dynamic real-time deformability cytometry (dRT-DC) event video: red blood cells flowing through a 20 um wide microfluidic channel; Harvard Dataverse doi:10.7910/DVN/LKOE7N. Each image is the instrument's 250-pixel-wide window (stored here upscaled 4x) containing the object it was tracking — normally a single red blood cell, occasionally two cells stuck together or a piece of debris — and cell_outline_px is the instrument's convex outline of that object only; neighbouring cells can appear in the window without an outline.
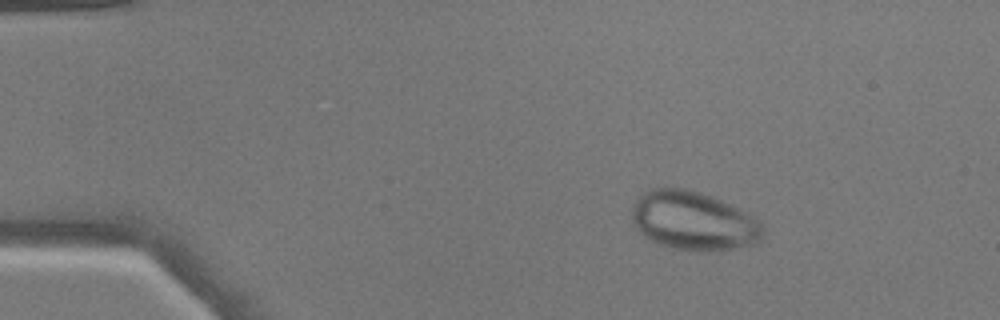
{"species": "common noctule bat (a hibernating species)", "species_latin": "Nyctalus noctula", "temperature_condition": "warm", "stored_images_in_passage": 48, "camera_frame_rate_fps": 3000, "um_per_image_px": 0.085, "animal": {"sex": "male", "body_mass_g": 17.9}, "frame": {"image": 1, "passage_image": 5, "time_ms": 1.333, "image_size_px": [1000, 320], "cell_outline_px": [[764, 240], [756, 244], [736, 248], [704, 252], [696, 252], [672, 248], [648, 240], [632, 224], [632, 208], [636, 200], [644, 192], [652, 188], [684, 188], [700, 192], [712, 196], [740, 208], [748, 212], [760, 220], [764, 228]], "centroid_in_image_um": [58.99, 18.79], "position_along_channel_um": 26.0, "area_um2": 45.72}}
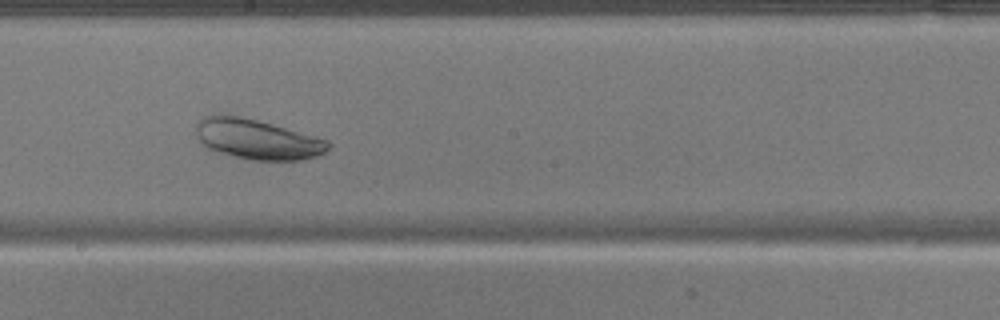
{"frame": {"image": 2, "passage_image": 26, "time_ms": 8.333, "image_size_px": [1000, 320], "cell_outline_px": [[332, 144], [320, 156], [304, 160], [248, 160], [216, 152], [208, 148], [200, 140], [196, 128], [196, 124], [204, 116], [212, 112], [220, 112], [240, 116], [272, 124], [328, 140]], "centroid_in_image_um": [21.84, 11.82], "position_along_channel_um": 226.4, "area_um2": 31.21}}
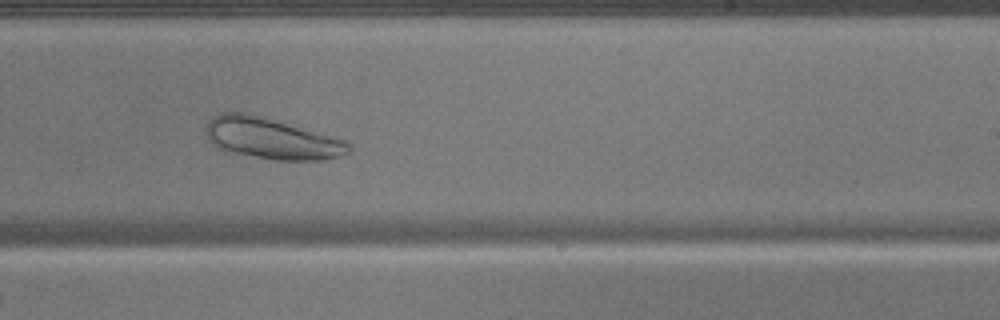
{"frame": {"image": 3, "passage_image": 29, "time_ms": 9.333, "image_size_px": [1000, 320], "cell_outline_px": [[352, 148], [348, 152], [324, 160], [272, 160], [228, 152], [212, 144], [208, 140], [204, 132], [208, 120], [212, 116], [220, 112], [248, 112], [344, 140], [352, 144]], "centroid_in_image_um": [23.0, 11.77], "position_along_channel_um": 266.0, "area_um2": 34.33}}